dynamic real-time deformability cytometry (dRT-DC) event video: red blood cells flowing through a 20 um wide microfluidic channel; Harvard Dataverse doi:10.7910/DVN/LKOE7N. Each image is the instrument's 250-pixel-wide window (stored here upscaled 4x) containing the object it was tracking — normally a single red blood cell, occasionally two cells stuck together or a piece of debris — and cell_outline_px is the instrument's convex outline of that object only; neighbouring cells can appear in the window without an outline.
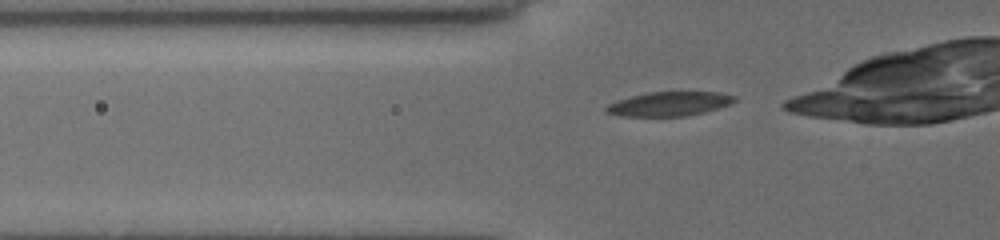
{"species": "common noctule bat (a hibernating species)", "species_latin": "Nyctalus noctula", "temperature_condition": "cold", "stored_images_in_passage": 7, "camera_frame_rate_fps": 3000, "um_per_image_px": 0.085, "animal": {"sex": "female", "body_mass_g": 19.5, "forearm_length_mm": 54.1}, "frame": {"image": 1, "passage_image": 2, "time_ms": 0.333, "image_size_px": [1000, 240], "cell_outline_px": [[736, 100], [728, 104], [704, 112], [684, 116], [620, 116], [608, 112], [604, 108], [608, 104], [632, 96], [648, 92], [716, 92], [736, 96]], "centroid_in_image_um": [56.88, 8.83], "position_along_channel_um": 68.9, "area_um2": 17.74}}
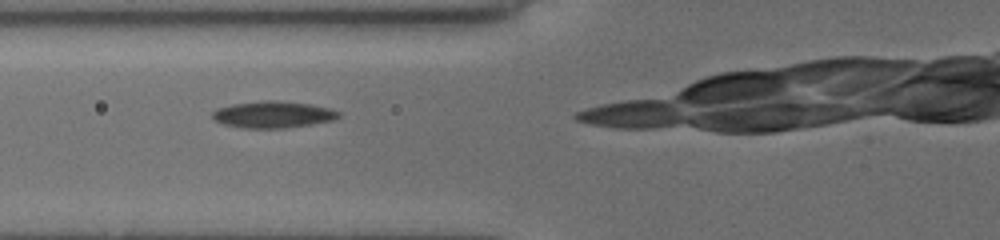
{"frame": {"image": 2, "passage_image": 5, "time_ms": 1.333, "image_size_px": [1000, 240], "cell_outline_px": [[340, 116], [332, 120], [312, 124], [284, 128], [240, 128], [224, 124], [216, 120], [212, 116], [212, 112], [220, 108], [232, 104], [260, 100], [276, 100], [312, 104], [328, 108], [340, 112]], "centroid_in_image_um": [23.21, 9.73], "position_along_channel_um": 102.6, "area_um2": 19.59}}